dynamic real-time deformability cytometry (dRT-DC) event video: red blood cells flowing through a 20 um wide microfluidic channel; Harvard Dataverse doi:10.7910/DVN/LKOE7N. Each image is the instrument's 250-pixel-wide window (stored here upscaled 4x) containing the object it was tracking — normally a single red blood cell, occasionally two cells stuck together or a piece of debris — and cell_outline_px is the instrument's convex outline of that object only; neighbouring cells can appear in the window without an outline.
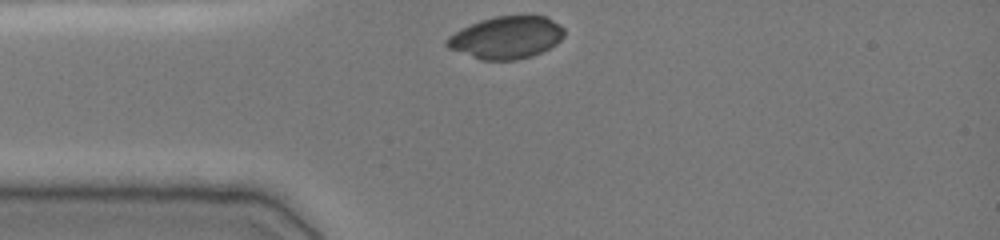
{"species": "common noctule bat (a hibernating species)", "species_latin": "Nyctalus noctula", "temperature_condition": "cold", "stored_images_in_passage": 30, "camera_frame_rate_fps": 3000, "um_per_image_px": 0.085, "animal": {"sex": "female", "body_mass_g": 19.0, "forearm_length_mm": 51.5}, "frame": {"image": 1, "passage_image": 1, "time_ms": 0.0, "image_size_px": [1000, 240], "cell_outline_px": [[564, 36], [556, 44], [532, 56], [516, 60], [480, 60], [448, 48], [444, 44], [444, 40], [448, 36], [480, 20], [496, 16], [528, 12], [544, 16], [560, 24], [564, 28]], "centroid_in_image_um": [43.06, 3.15], "position_along_channel_um": 41.9, "area_um2": 29.54}}
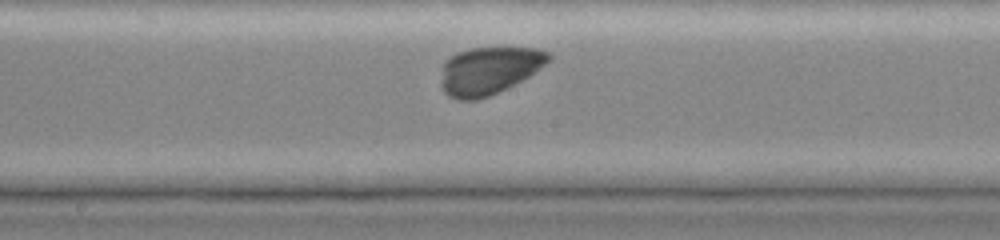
{"frame": {"image": 2, "passage_image": 15, "time_ms": 4.667, "image_size_px": [1000, 240], "cell_outline_px": [[552, 56], [544, 64], [528, 76], [488, 96], [476, 100], [456, 100], [448, 96], [440, 88], [440, 84], [444, 60], [456, 52], [468, 48], [540, 48], [552, 52]], "centroid_in_image_um": [41.5, 5.98], "position_along_channel_um": 206.7, "area_um2": 29.77}}
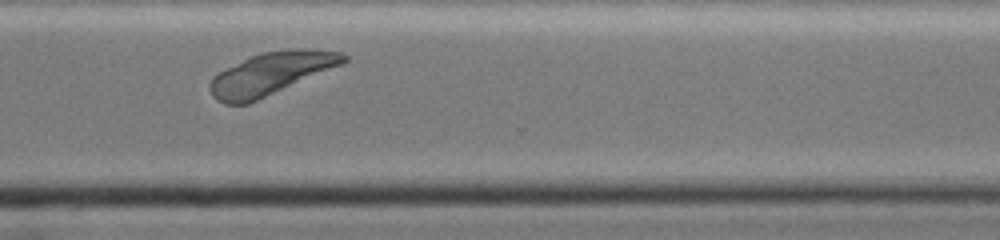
{"frame": {"image": 3, "passage_image": 26, "time_ms": 8.333, "image_size_px": [1000, 240], "cell_outline_px": [[348, 60], [344, 64], [248, 104], [224, 104], [216, 100], [212, 96], [208, 88], [208, 84], [220, 72], [260, 52], [288, 48], [312, 48], [340, 52], [348, 56]], "centroid_in_image_um": [23.08, 6.25], "position_along_channel_um": 347.5, "area_um2": 33.12}}